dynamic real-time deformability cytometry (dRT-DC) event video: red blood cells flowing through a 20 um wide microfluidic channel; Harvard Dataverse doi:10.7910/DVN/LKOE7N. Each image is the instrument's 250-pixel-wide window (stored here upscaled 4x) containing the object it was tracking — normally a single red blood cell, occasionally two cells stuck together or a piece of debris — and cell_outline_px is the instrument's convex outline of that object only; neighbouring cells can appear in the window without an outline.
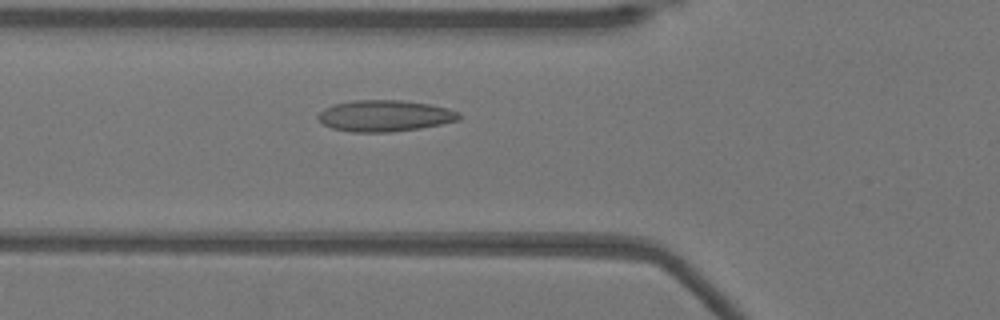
{"species": "Egyptian fruit bat (a non-hibernating species)", "species_latin": "Rousettus aegyptiacus", "temperature_condition": "warm", "stored_images_in_passage": 48, "camera_frame_rate_fps": 3000, "um_per_image_px": 0.085, "animal": {"sex": "female"}, "frame": {"image": 1, "passage_image": 15, "time_ms": 4.667, "image_size_px": [1000, 320], "cell_outline_px": [[460, 120], [420, 128], [392, 132], [352, 132], [332, 128], [324, 124], [316, 116], [324, 108], [332, 104], [352, 100], [400, 100], [428, 104], [448, 108], [460, 112]], "centroid_in_image_um": [32.7, 9.84], "position_along_channel_um": 93.1, "area_um2": 25.78}}
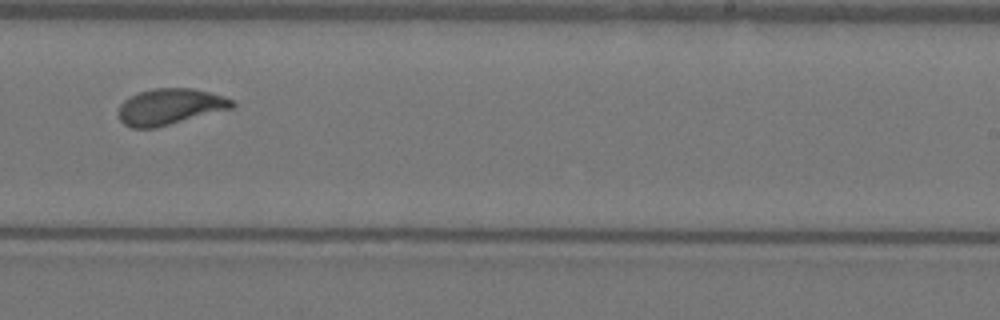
{"frame": {"image": 2, "passage_image": 29, "time_ms": 9.333, "image_size_px": [1000, 320], "cell_outline_px": [[236, 104], [232, 108], [156, 128], [132, 128], [124, 124], [120, 120], [116, 112], [120, 104], [124, 100], [140, 92], [152, 88], [192, 88], [224, 96], [232, 100]], "centroid_in_image_um": [14.41, 9.07], "position_along_channel_um": 274.6, "area_um2": 23.93}}
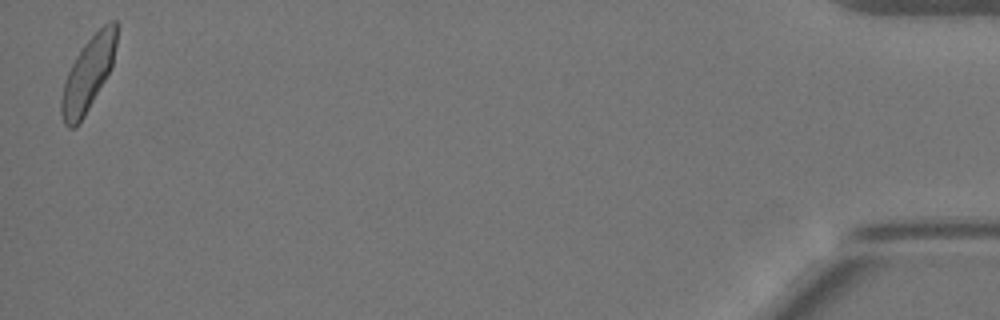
{"frame": {"image": 3, "passage_image": 48, "time_ms": 15.667, "image_size_px": [1000, 320], "cell_outline_px": [[116, 44], [112, 68], [84, 116], [76, 128], [68, 128], [64, 124], [60, 112], [60, 100], [64, 84], [68, 72], [76, 56], [84, 44], [104, 24], [112, 20], [116, 20]], "centroid_in_image_um": [7.48, 6.33], "position_along_channel_um": 427.7, "area_um2": 23.47}, "authors_computed_cell_mechanics": {"area_um2": 23.8136, "velocity_mm_per_s": 3.8796, "shape_relaxation_time_tau1_ms": 9.0241, "shape_relaxation_time_tau2_ms": 0.6967, "deformation_change_tau1": 0.214, "deformation_change_tau2": 0.0606}}